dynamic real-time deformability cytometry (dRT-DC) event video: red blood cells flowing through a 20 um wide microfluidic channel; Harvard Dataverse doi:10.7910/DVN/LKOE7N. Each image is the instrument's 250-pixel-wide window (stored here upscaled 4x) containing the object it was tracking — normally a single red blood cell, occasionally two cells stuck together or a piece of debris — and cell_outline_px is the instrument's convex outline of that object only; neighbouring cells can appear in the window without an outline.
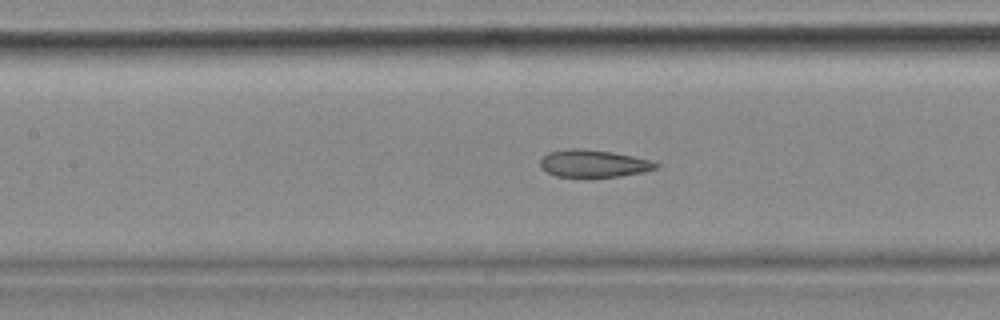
{"species": "common noctule bat (a hibernating species)", "species_latin": "Nyctalus noctula", "temperature_condition": "cold", "stored_images_in_passage": 56, "camera_frame_rate_fps": 3000, "um_per_image_px": 0.085, "animal": {"sex": "female", "body_mass_g": 18.4}, "frame": {"image": 1, "passage_image": 25, "time_ms": 8.0, "image_size_px": [1000, 320], "cell_outline_px": [[660, 168], [644, 172], [620, 176], [556, 176], [540, 168], [540, 160], [548, 152], [568, 148], [584, 148], [612, 152], [652, 160], [660, 164]], "centroid_in_image_um": [50.48, 13.88], "position_along_channel_um": 156.9, "area_um2": 18.5}, "authors_computed_cell_mechanics": {"area_um2": 20.23, "velocity_mm_per_s": 3.5679, "shape_relaxation_time_tau1_ms": null, "shape_relaxation_time_tau2_ms": 2.325, "deformation_change_tau1": null, "deformation_change_tau2": 0.0794}}